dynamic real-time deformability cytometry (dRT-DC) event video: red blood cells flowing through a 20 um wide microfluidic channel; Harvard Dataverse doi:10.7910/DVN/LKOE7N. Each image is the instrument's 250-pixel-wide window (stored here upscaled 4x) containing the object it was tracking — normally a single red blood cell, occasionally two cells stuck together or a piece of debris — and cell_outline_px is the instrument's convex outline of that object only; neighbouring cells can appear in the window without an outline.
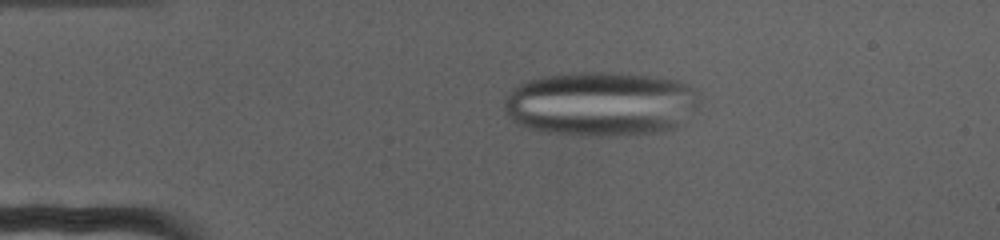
{"species": "human", "species_latin": "Homo sapiens", "temperature_condition": "cold", "stored_images_in_passage": 73, "camera_frame_rate_fps": 3000, "um_per_image_px": 0.085, "donor": {"sex": "female"}, "frame": {"image": 1, "passage_image": 14, "time_ms": 4.333, "image_size_px": [1000, 240], "cell_outline_px": [[708, 100], [700, 108], [672, 128], [656, 132], [624, 136], [572, 136], [540, 132], [528, 128], [520, 124], [504, 108], [504, 100], [516, 88], [532, 80], [544, 76], [576, 72], [620, 72], [676, 80], [684, 84]], "centroid_in_image_um": [51.17, 8.84], "position_along_channel_um": 33.8, "area_um2": 73.87}}
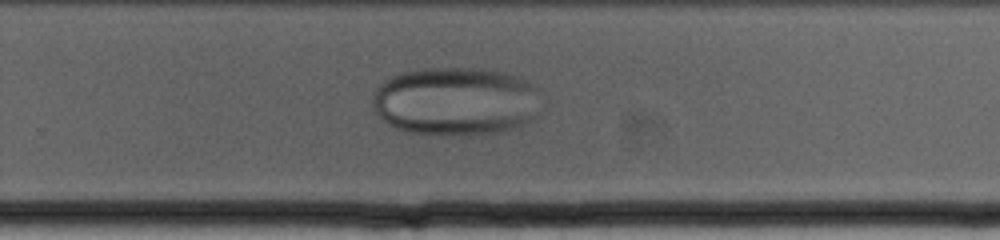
{"frame": {"image": 2, "passage_image": 48, "time_ms": 15.667, "image_size_px": [1000, 240], "cell_outline_px": [[540, 116], [524, 124], [500, 132], [464, 136], [452, 136], [408, 132], [396, 128], [388, 124], [376, 112], [372, 104], [372, 96], [376, 88], [388, 76], [400, 72], [420, 68], [480, 68], [504, 72], [516, 76], [540, 88]], "centroid_in_image_um": [38.77, 8.61], "position_along_channel_um": 291.0, "area_um2": 68.67}}
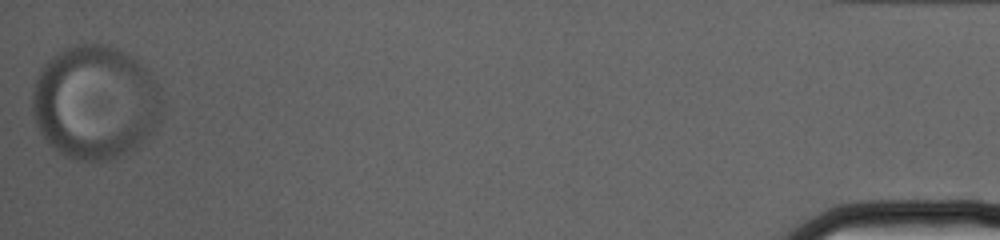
{"frame": {"image": 3, "passage_image": 73, "time_ms": 24.0, "image_size_px": [1000, 240], "cell_outline_px": [[160, 116], [156, 124], [140, 148], [112, 160], [80, 160], [64, 156], [52, 148], [48, 144], [40, 132], [36, 124], [32, 112], [32, 92], [36, 80], [44, 64], [52, 56], [64, 48], [76, 44], [104, 44], [116, 48], [136, 56], [152, 76], [160, 88]], "centroid_in_image_um": [8.09, 8.7], "position_along_channel_um": 427.1, "area_um2": 86.7}}